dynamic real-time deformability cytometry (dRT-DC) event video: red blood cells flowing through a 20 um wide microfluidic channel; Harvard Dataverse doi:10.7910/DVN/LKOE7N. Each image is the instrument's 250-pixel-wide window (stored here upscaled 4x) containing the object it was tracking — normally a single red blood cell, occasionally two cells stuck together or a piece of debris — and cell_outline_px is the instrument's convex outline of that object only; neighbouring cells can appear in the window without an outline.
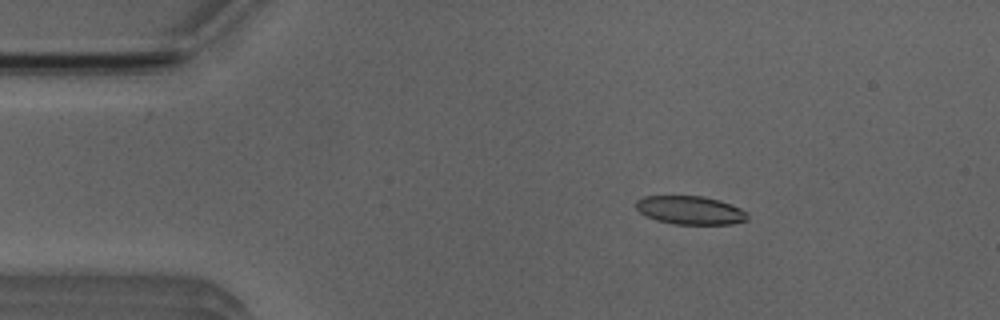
{"species": "Egyptian fruit bat (a non-hibernating species)", "species_latin": "Rousettus aegyptiacus", "temperature_condition": "room temperature", "stored_images_in_passage": 4, "camera_frame_rate_fps": 3000, "um_per_image_px": 0.085, "animal": {"sex": "male"}, "frame": {"image": 1, "passage_image": 3, "time_ms": 2.333, "image_size_px": [1000, 320], "cell_outline_px": [[748, 220], [732, 224], [676, 224], [656, 220], [644, 216], [636, 208], [636, 200], [644, 196], [704, 196], [720, 200], [740, 208], [748, 212]], "centroid_in_image_um": [58.67, 17.87], "position_along_channel_um": 26.3, "area_um2": 18.61}}